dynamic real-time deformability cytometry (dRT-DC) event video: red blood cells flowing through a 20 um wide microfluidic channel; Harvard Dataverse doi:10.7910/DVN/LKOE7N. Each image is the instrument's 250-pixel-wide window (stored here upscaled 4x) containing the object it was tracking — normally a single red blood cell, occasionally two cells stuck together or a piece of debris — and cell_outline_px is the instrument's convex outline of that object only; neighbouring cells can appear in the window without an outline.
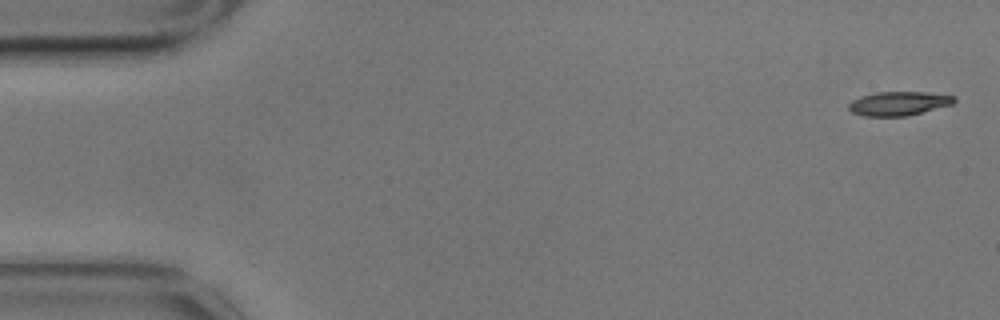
{"species": "common noctule bat (a hibernating species)", "species_latin": "Nyctalus noctula", "temperature_condition": "cold", "stored_images_in_passage": 2, "camera_frame_rate_fps": 3000, "um_per_image_px": 0.085, "animal": {"sex": "male", "body_mass_g": 17.9}, "frame": {"image": 1, "passage_image": 2, "time_ms": 0.333, "image_size_px": [1000, 320], "cell_outline_px": [[956, 100], [952, 104], [908, 116], [864, 116], [852, 112], [848, 108], [848, 104], [852, 100], [860, 96], [876, 92], [924, 92], [956, 96]], "centroid_in_image_um": [76.37, 8.79], "position_along_channel_um": 8.6, "area_um2": 14.74}}